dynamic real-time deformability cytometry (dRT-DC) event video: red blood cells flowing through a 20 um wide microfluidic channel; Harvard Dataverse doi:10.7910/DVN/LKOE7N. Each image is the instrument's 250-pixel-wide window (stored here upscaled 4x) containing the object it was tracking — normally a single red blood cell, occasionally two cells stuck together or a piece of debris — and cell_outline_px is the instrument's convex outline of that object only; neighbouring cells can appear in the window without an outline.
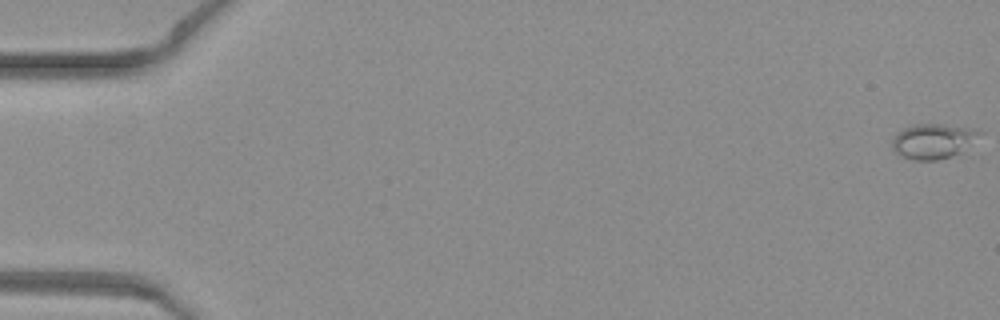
{"species": "common noctule bat (a hibernating species)", "species_latin": "Nyctalus noctula", "temperature_condition": "warm", "stored_images_in_passage": 50, "camera_frame_rate_fps": 3000, "um_per_image_px": 0.085, "animal": {"sex": "female", "body_mass_g": 19.3, "forearm_length_mm": 54.1}, "frame": {"image": 1, "passage_image": 1, "time_ms": 0.0, "image_size_px": [1000, 320], "cell_outline_px": [[984, 132], [960, 152], [936, 160], [912, 160], [896, 152], [892, 148], [892, 140], [896, 132], [912, 124], [940, 124], [968, 128]], "centroid_in_image_um": [79.26, 11.98], "position_along_channel_um": 5.7, "area_um2": 17.46}}
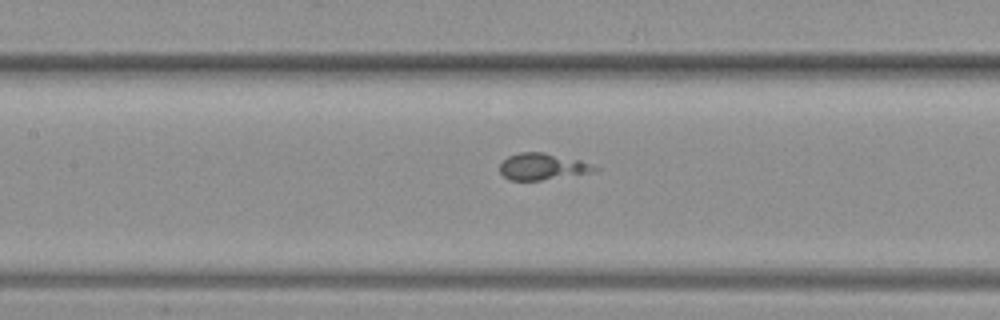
{"frame": {"image": 2, "passage_image": 24, "time_ms": 7.667, "image_size_px": [1000, 320], "cell_outline_px": [[600, 168], [596, 172], [540, 180], [508, 180], [500, 172], [500, 164], [508, 156], [520, 152], [544, 152], [580, 160], [592, 164]], "centroid_in_image_um": [46.13, 14.16], "position_along_channel_um": 161.3, "area_um2": 14.74}}
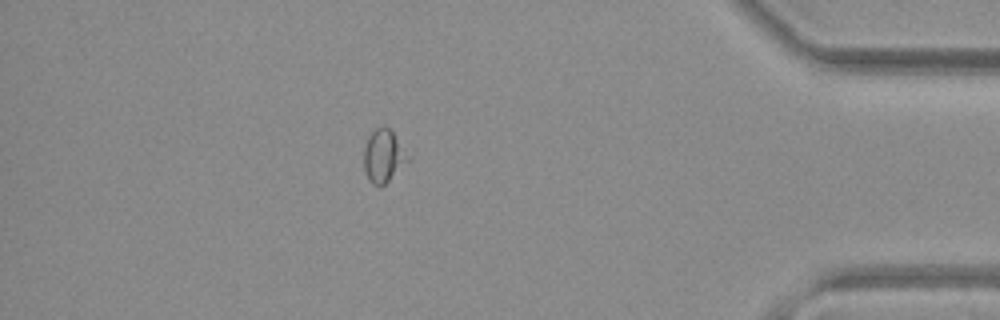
{"frame": {"image": 3, "passage_image": 44, "time_ms": 14.333, "image_size_px": [1000, 320], "cell_outline_px": [[412, 156], [380, 188], [372, 184], [368, 180], [364, 168], [364, 148], [368, 136], [376, 128], [384, 124], [412, 152]], "centroid_in_image_um": [32.63, 13.23], "position_along_channel_um": 402.6, "area_um2": 13.87}}